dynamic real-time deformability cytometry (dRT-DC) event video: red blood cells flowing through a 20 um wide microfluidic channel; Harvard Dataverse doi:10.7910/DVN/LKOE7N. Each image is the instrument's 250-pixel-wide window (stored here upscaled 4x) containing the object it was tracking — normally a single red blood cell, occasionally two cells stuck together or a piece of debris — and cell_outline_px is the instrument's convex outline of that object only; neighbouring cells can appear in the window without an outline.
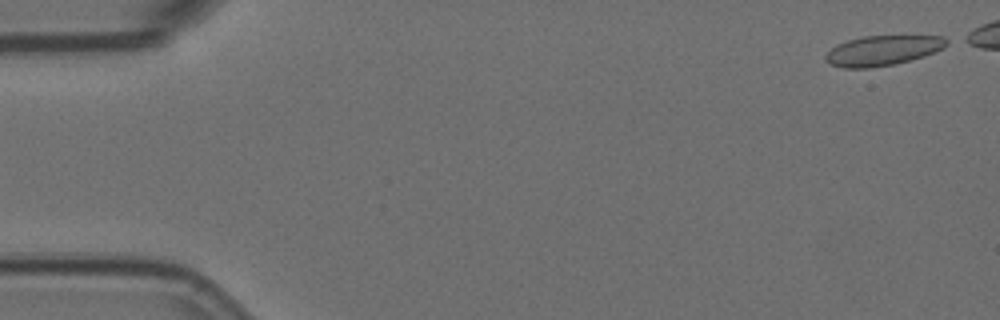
{"species": "Egyptian fruit bat (a non-hibernating species)", "species_latin": "Rousettus aegyptiacus", "temperature_condition": "room temperature", "stored_images_in_passage": 4, "camera_frame_rate_fps": 3000, "um_per_image_px": 0.085, "animal": {"sex": "female"}, "frame": {"image": 1, "passage_image": 1, "time_ms": 0.0, "image_size_px": [1000, 320], "cell_outline_px": [[952, 44], [944, 48], [924, 56], [892, 64], [872, 68], [844, 68], [832, 64], [824, 60], [824, 56], [836, 44], [848, 40], [864, 36], [944, 36], [952, 40]], "centroid_in_image_um": [75.08, 4.28], "position_along_channel_um": 9.9, "area_um2": 21.27}}